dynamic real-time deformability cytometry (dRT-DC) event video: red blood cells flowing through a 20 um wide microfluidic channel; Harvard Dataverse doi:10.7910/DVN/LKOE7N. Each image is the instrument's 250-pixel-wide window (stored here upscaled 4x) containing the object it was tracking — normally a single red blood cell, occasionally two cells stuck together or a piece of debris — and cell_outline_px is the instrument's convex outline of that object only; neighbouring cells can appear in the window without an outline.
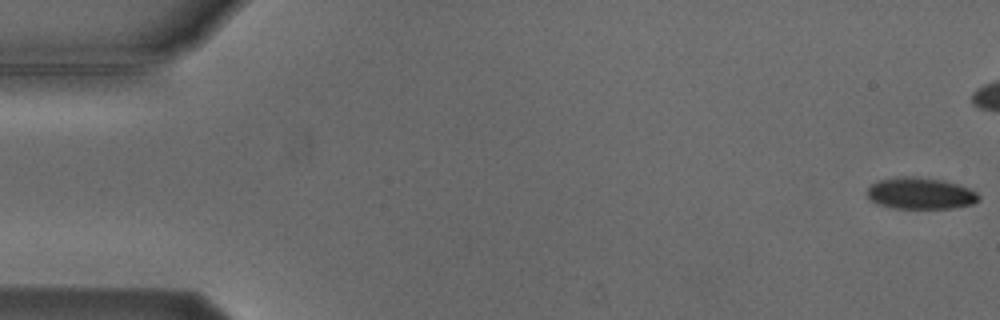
{"species": "Egyptian fruit bat (a non-hibernating species)", "species_latin": "Rousettus aegyptiacus", "temperature_condition": "cold", "stored_images_in_passage": 7, "camera_frame_rate_fps": 3000, "um_per_image_px": 0.085, "animal": {"sex": "male"}, "frame": {"image": 1, "passage_image": 1, "time_ms": 0.0, "image_size_px": [1000, 320], "cell_outline_px": [[980, 200], [972, 204], [952, 208], [892, 208], [880, 204], [872, 200], [868, 196], [868, 188], [876, 180], [896, 176], [912, 176], [944, 180], [968, 188], [976, 192], [980, 196]], "centroid_in_image_um": [78.24, 16.42], "position_along_channel_um": 6.8, "area_um2": 20.52}}